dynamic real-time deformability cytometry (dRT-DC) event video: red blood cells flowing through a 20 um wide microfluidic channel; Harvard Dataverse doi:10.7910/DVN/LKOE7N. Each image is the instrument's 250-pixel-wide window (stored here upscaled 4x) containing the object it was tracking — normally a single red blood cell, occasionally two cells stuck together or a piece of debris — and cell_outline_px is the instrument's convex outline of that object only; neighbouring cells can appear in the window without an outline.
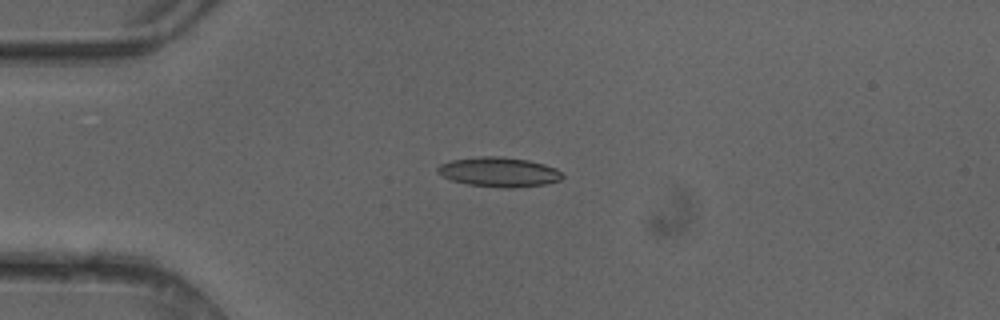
{"species": "common noctule bat (a hibernating species)", "species_latin": "Nyctalus noctula", "temperature_condition": "cold", "stored_images_in_passage": 6, "camera_frame_rate_fps": 3000, "um_per_image_px": 0.085, "animal": {"sex": "female"}, "frame": {"image": 1, "passage_image": 3, "time_ms": 0.667, "image_size_px": [1000, 320], "cell_outline_px": [[564, 176], [560, 180], [544, 184], [512, 188], [500, 188], [468, 184], [452, 180], [436, 172], [436, 168], [440, 164], [452, 160], [480, 156], [500, 156], [528, 160], [544, 164], [556, 168]], "centroid_in_image_um": [42.41, 14.62], "position_along_channel_um": 42.6, "area_um2": 21.5}}
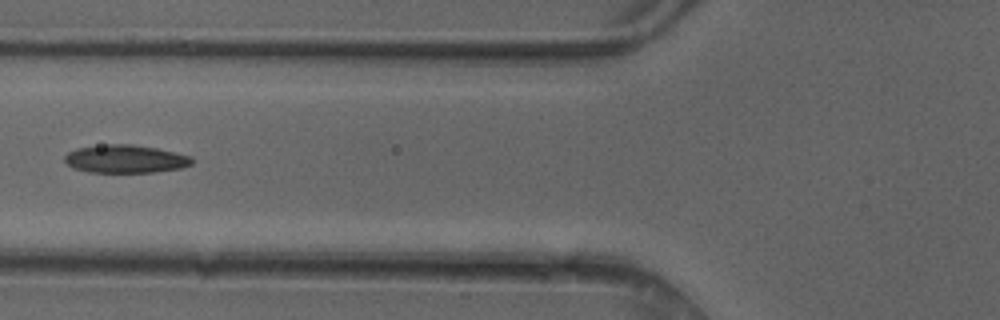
{"frame": {"image": 2, "passage_image": 5, "time_ms": 1.333, "image_size_px": [1000, 320], "cell_outline_px": [[192, 164], [180, 168], [152, 172], [88, 172], [72, 168], [64, 160], [64, 156], [68, 152], [76, 148], [108, 144], [132, 144], [156, 148], [192, 156]], "centroid_in_image_um": [10.63, 13.51], "position_along_channel_um": 115.2, "area_um2": 20.75}}
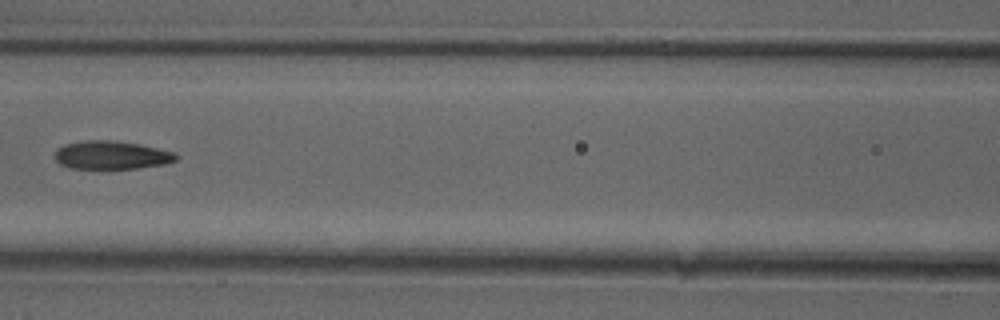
{"frame": {"image": 3, "passage_image": 6, "time_ms": 1.667, "image_size_px": [1000, 320], "cell_outline_px": [[180, 156], [176, 160], [168, 164], [136, 168], [72, 168], [60, 164], [56, 160], [56, 148], [64, 144], [84, 140], [116, 140], [140, 144], [176, 152]], "centroid_in_image_um": [9.53, 13.17], "position_along_channel_um": 157.1, "area_um2": 20.17}}